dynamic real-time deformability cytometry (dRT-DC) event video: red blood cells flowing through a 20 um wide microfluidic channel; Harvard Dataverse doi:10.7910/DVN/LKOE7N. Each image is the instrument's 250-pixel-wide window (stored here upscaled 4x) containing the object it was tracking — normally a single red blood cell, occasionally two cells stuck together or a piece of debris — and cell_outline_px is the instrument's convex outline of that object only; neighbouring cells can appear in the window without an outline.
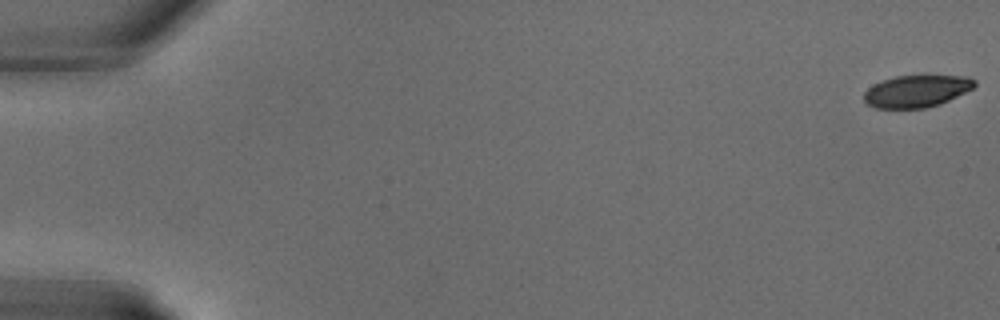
{"species": "common noctule bat (a hibernating species)", "species_latin": "Nyctalus noctula", "temperature_condition": "warm", "stored_images_in_passage": 21, "camera_frame_rate_fps": 3000, "um_per_image_px": 0.085, "animal": {"sex": "male", "body_mass_g": 18.8}, "frame": {"image": 1, "passage_image": 1, "time_ms": 0.0, "image_size_px": [1000, 320], "cell_outline_px": [[976, 84], [972, 88], [940, 104], [924, 108], [876, 108], [868, 104], [864, 100], [864, 92], [868, 88], [884, 80], [896, 76], [968, 76], [976, 80]], "centroid_in_image_um": [77.91, 7.75], "position_along_channel_um": 7.1, "area_um2": 20.35}}
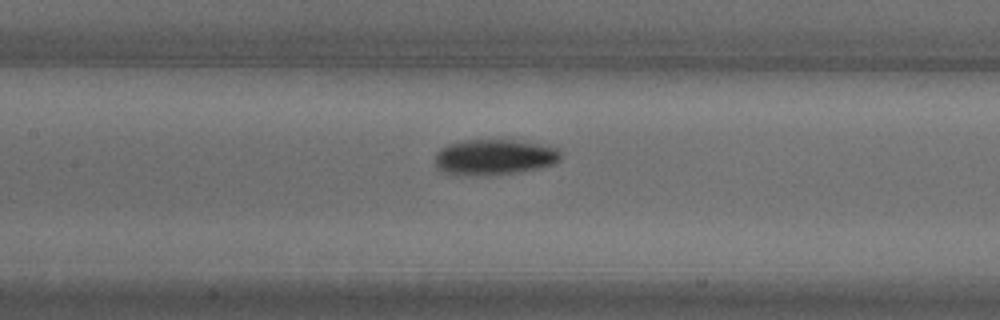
{"frame": {"image": 2, "passage_image": 15, "time_ms": 4.667, "image_size_px": [1000, 320], "cell_outline_px": [[560, 160], [552, 164], [536, 168], [516, 172], [484, 176], [456, 176], [444, 172], [436, 168], [436, 152], [440, 148], [448, 144], [460, 140], [516, 140], [548, 144], [560, 148]], "centroid_in_image_um": [42.0, 13.35], "position_along_channel_um": 165.4, "area_um2": 26.65}}
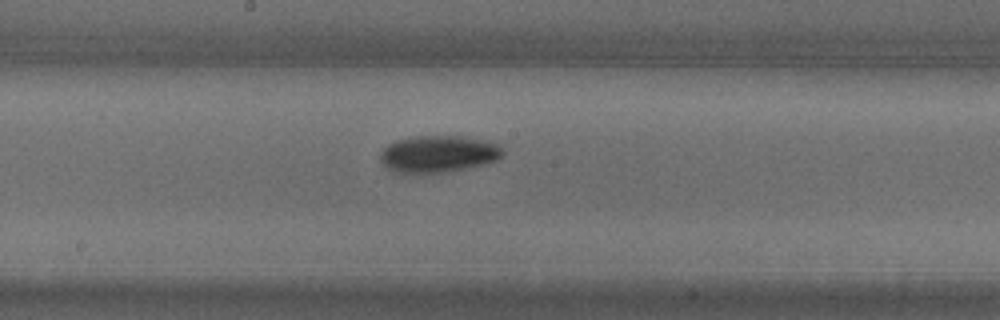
{"frame": {"image": 3, "passage_image": 17, "time_ms": 5.333, "image_size_px": [1000, 320], "cell_outline_px": [[504, 152], [496, 160], [484, 164], [444, 172], [396, 172], [384, 168], [380, 160], [380, 152], [388, 144], [396, 140], [416, 136], [464, 136], [488, 140], [500, 144]], "centroid_in_image_um": [37.25, 13.06], "position_along_channel_um": 210.9, "area_um2": 26.36}}